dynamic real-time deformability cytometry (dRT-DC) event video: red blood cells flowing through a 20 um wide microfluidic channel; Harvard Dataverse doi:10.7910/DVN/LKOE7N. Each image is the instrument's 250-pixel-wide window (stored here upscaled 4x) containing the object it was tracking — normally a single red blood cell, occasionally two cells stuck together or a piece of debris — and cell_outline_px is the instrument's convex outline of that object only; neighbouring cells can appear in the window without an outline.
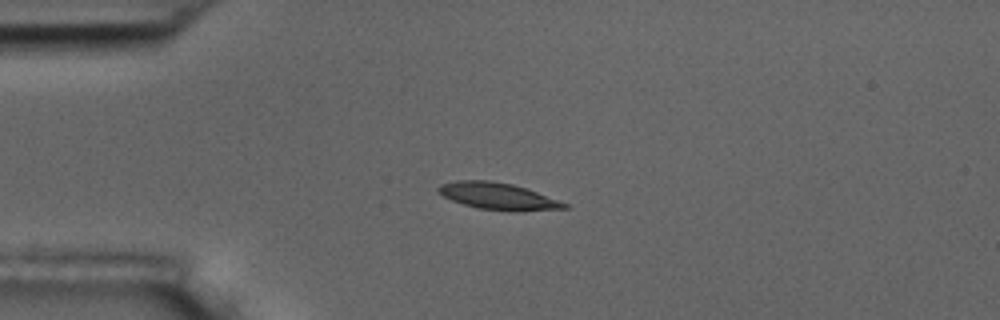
{"species": "common noctule bat (a hibernating species)", "species_latin": "Nyctalus noctula", "temperature_condition": "room temperature", "stored_images_in_passage": 4, "camera_frame_rate_fps": 3000, "um_per_image_px": 0.085, "animal": {"sex": "male", "body_mass_g": 17.5, "forearm_length_mm": 52.3}, "frame": {"image": 1, "passage_image": 3, "time_ms": 2.667, "image_size_px": [1000, 320], "cell_outline_px": [[568, 208], [516, 212], [512, 212], [476, 208], [452, 200], [436, 192], [436, 188], [440, 184], [456, 180], [488, 180], [512, 184], [528, 188], [568, 204]], "centroid_in_image_um": [42.32, 16.68], "position_along_channel_um": 42.7, "area_um2": 19.94}}